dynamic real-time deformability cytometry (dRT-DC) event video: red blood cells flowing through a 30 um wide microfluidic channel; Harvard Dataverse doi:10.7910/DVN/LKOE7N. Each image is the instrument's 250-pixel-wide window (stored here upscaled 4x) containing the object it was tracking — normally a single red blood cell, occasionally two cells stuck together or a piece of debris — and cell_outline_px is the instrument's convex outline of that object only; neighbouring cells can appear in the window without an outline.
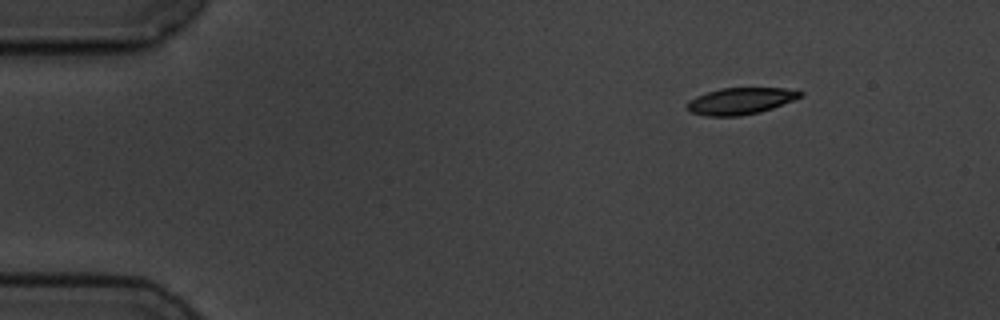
{"species": "common noctule bat (a hibernating species)", "species_latin": "Nyctalus noctula", "temperature_condition": "cold", "stored_images_in_passage": 3, "camera_frame_rate_fps": 3000, "um_per_image_px": 0.085, "animal": {"sex": "male", "body_mass_g": 19.5, "forearm_length_mm": 54.6}, "frame": {"image": 1, "passage_image": 1, "time_ms": 0.0, "image_size_px": [1000, 320], "cell_outline_px": [[804, 92], [800, 96], [792, 100], [772, 108], [760, 112], [740, 116], [708, 116], [692, 112], [684, 108], [684, 104], [688, 100], [696, 96], [720, 88], [784, 88]], "centroid_in_image_um": [62.87, 8.59], "position_along_channel_um": 22.1, "area_um2": 17.51}}